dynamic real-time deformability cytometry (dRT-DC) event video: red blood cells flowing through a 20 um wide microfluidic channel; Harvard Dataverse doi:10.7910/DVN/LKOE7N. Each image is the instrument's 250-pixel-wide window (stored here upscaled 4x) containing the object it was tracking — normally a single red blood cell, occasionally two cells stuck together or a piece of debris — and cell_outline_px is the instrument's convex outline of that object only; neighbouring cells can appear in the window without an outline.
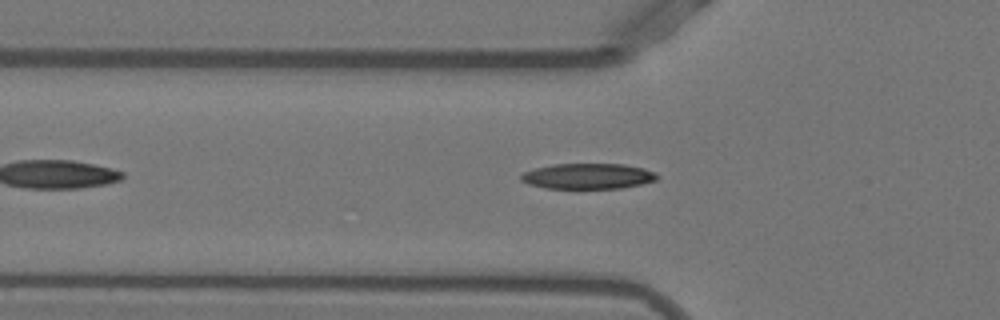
{"species": "Egyptian fruit bat (a non-hibernating species)", "species_latin": "Rousettus aegyptiacus", "temperature_condition": "warm", "stored_images_in_passage": 37, "camera_frame_rate_fps": 3000, "um_per_image_px": 0.085, "animal": {"sex": "female"}, "frame": {"image": 1, "passage_image": 8, "time_ms": 2.333, "image_size_px": [1000, 320], "cell_outline_px": [[656, 180], [640, 184], [620, 188], [544, 188], [528, 184], [520, 180], [520, 176], [524, 172], [532, 168], [552, 164], [624, 164], [644, 168], [656, 172]], "centroid_in_image_um": [49.93, 14.96], "position_along_channel_um": 75.9, "area_um2": 20.29}}
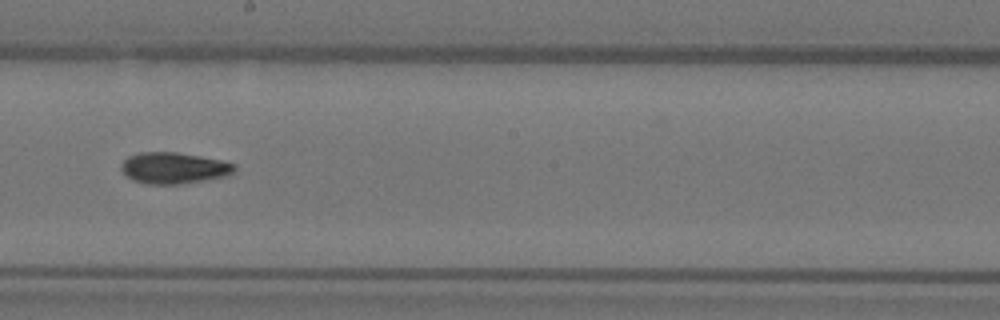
{"frame": {"image": 2, "passage_image": 20, "time_ms": 6.333, "image_size_px": [1000, 320], "cell_outline_px": [[236, 168], [228, 176], [180, 184], [148, 184], [132, 180], [120, 168], [120, 164], [128, 156], [140, 152], [176, 152], [200, 156], [220, 160], [236, 164]], "centroid_in_image_um": [14.77, 14.28], "position_along_channel_um": 233.4, "area_um2": 20.63}}
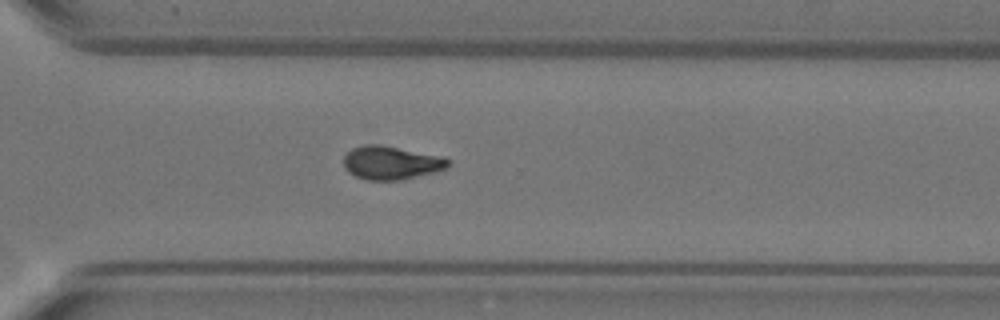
{"frame": {"image": 3, "passage_image": 28, "time_ms": 9.0, "image_size_px": [1000, 320], "cell_outline_px": [[448, 168], [436, 172], [400, 180], [364, 180], [348, 172], [344, 168], [344, 156], [352, 148], [364, 144], [380, 144], [444, 156], [448, 160]], "centroid_in_image_um": [33.25, 13.83], "position_along_channel_um": 337.4, "area_um2": 20.58}}